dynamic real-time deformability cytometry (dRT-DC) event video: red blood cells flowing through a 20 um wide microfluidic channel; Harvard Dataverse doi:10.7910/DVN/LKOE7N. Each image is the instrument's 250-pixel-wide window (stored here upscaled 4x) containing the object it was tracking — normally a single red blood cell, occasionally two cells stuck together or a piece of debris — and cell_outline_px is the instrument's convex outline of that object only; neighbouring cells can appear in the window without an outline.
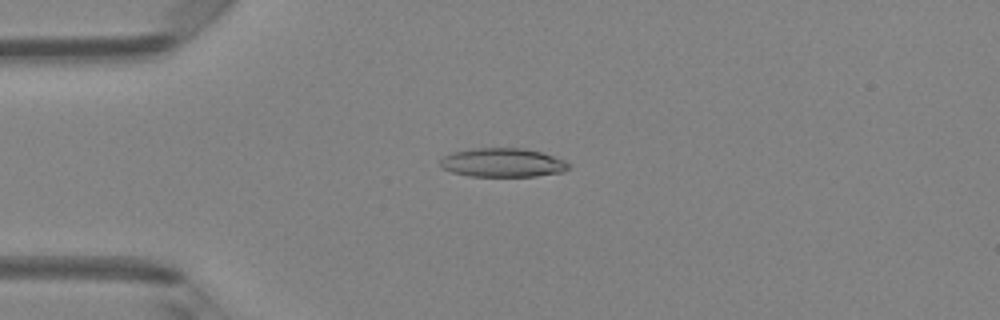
{"species": "Egyptian fruit bat (a non-hibernating species)", "species_latin": "Rousettus aegyptiacus", "temperature_condition": "room temperature", "stored_images_in_passage": 45, "camera_frame_rate_fps": 3000, "um_per_image_px": 0.085, "animal": {"sex": "female"}, "frame": {"image": 1, "passage_image": 9, "time_ms": 2.667, "image_size_px": [1000, 320], "cell_outline_px": [[572, 168], [564, 172], [536, 176], [468, 176], [452, 172], [440, 168], [440, 160], [444, 156], [452, 152], [472, 148], [524, 148], [544, 152], [564, 160], [572, 164]], "centroid_in_image_um": [42.77, 13.82], "position_along_channel_um": 42.2, "area_um2": 22.02}}
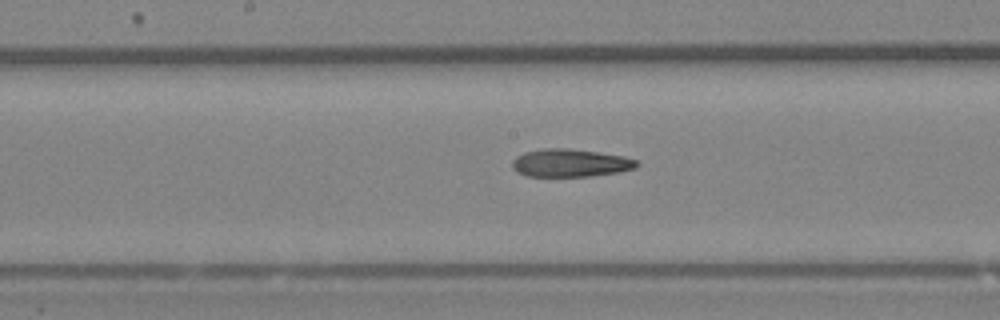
{"frame": {"image": 2, "passage_image": 22, "time_ms": 7.0, "image_size_px": [1000, 320], "cell_outline_px": [[640, 164], [636, 168], [616, 172], [592, 176], [524, 176], [516, 172], [512, 168], [512, 160], [516, 156], [524, 152], [544, 148], [568, 148], [624, 156], [636, 160]], "centroid_in_image_um": [48.44, 13.85], "position_along_channel_um": 199.8, "area_um2": 20.29}}
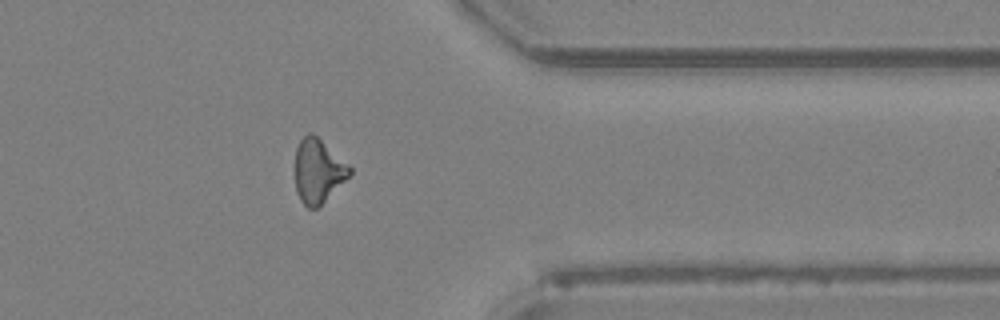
{"frame": {"image": 3, "passage_image": 36, "time_ms": 11.667, "image_size_px": [1000, 320], "cell_outline_px": [[352, 172], [316, 208], [308, 208], [300, 200], [296, 192], [296, 148], [300, 140], [308, 132], [312, 132], [348, 164], [352, 168]], "centroid_in_image_um": [27.01, 14.5], "position_along_channel_um": 384.4, "area_um2": 19.77}, "authors_computed_cell_mechanics": {"area_um2": 20.4034, "velocity_mm_per_s": 4.2038, "shape_relaxation_time_tau1_ms": 7.0526, "shape_relaxation_time_tau2_ms": 7.9168, "deformation_change_tau1": 0.1909, "deformation_change_tau2": 0.2195}}